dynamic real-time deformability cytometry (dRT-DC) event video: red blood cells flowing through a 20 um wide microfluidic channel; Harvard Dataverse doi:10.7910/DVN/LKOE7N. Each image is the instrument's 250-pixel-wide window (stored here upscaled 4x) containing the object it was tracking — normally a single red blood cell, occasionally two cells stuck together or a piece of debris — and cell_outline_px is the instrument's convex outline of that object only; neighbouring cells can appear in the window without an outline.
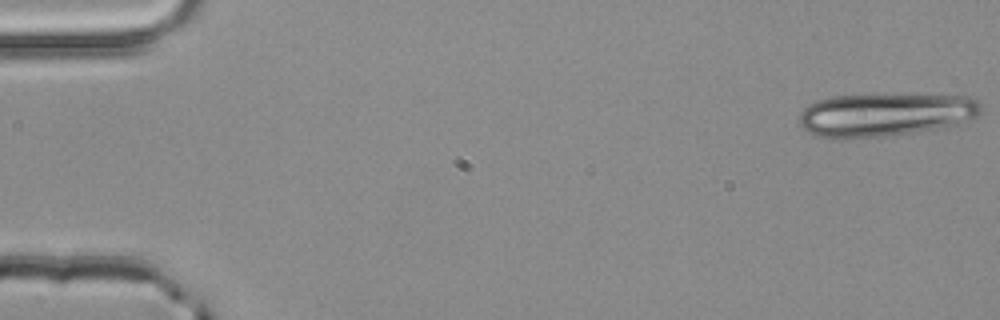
{"species": "common noctule bat (a hibernating species)", "species_latin": "Nyctalus noctula", "temperature_condition": "room temperature", "stored_images_in_passage": 18, "camera_frame_rate_fps": 3000, "um_per_image_px": 0.085, "animal": {"sex": "male", "body_mass_g": 20.4}, "frame": {"image": 1, "passage_image": 1, "time_ms": 0.0, "image_size_px": [1000, 320], "cell_outline_px": [[984, 108], [976, 116], [936, 128], [884, 136], [836, 140], [820, 136], [804, 128], [800, 124], [800, 112], [808, 104], [816, 100], [832, 96], [968, 96], [976, 100]], "centroid_in_image_um": [75.14, 9.76], "position_along_channel_um": 9.9, "area_um2": 44.56}}